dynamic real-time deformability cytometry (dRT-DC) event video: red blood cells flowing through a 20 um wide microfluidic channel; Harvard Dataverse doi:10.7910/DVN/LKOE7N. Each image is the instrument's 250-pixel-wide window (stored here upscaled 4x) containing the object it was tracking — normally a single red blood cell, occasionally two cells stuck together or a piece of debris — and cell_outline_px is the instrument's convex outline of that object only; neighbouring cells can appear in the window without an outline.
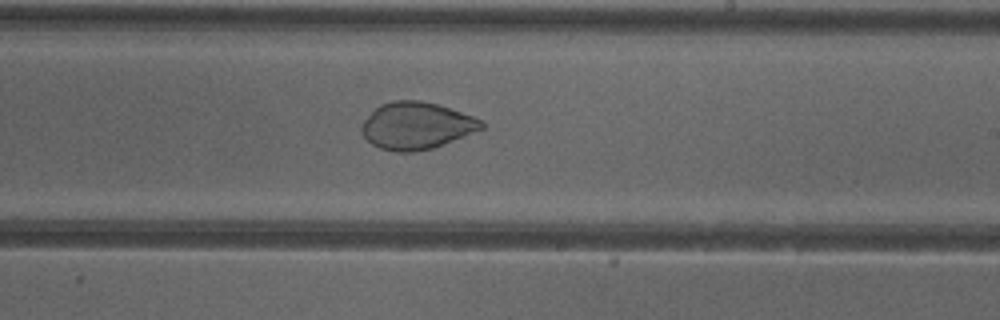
{"species": "common noctule bat (a hibernating species)", "species_latin": "Nyctalus noctula", "temperature_condition": "cold", "stored_images_in_passage": 51, "camera_frame_rate_fps": 3000, "um_per_image_px": 0.085, "animal": {"sex": "female"}, "frame": {"image": 1, "passage_image": 30, "time_ms": 9.667, "image_size_px": [1000, 320], "cell_outline_px": [[484, 128], [464, 136], [432, 148], [412, 152], [396, 152], [380, 148], [372, 144], [364, 136], [360, 128], [360, 124], [380, 104], [392, 100], [420, 100], [436, 104], [472, 116], [480, 120], [484, 124]], "centroid_in_image_um": [35.36, 10.68], "position_along_channel_um": 253.6, "area_um2": 32.54}}